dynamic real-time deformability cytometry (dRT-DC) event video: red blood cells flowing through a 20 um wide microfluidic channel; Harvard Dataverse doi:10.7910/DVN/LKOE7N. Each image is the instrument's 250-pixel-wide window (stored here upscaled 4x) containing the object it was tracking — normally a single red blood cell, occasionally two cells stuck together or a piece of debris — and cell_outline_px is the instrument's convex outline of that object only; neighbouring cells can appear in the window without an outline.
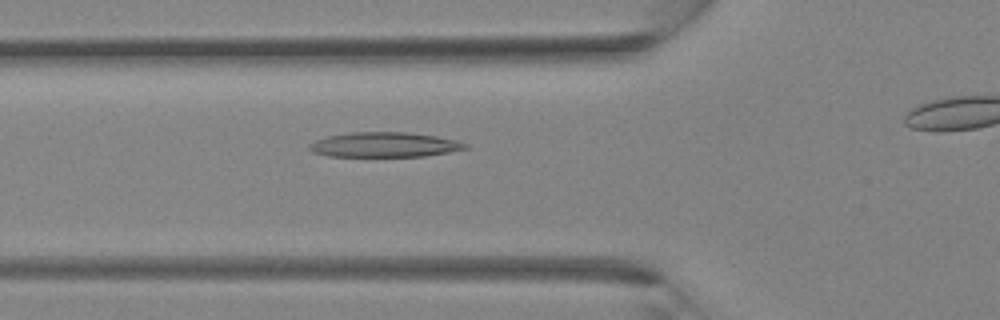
{"species": "Egyptian fruit bat (a non-hibernating species)", "species_latin": "Rousettus aegyptiacus", "temperature_condition": "room temperature", "stored_images_in_passage": 22, "camera_frame_rate_fps": 3000, "um_per_image_px": 0.085, "animal": {"sex": "female"}, "frame": {"image": 1, "passage_image": 4, "time_ms": 1.0, "image_size_px": [1000, 320], "cell_outline_px": [[468, 148], [448, 152], [424, 156], [328, 156], [312, 152], [308, 148], [308, 144], [316, 140], [328, 136], [352, 132], [404, 132], [436, 136], [456, 140], [468, 144]], "centroid_in_image_um": [32.65, 12.3], "position_along_channel_um": 93.1, "area_um2": 22.48}}
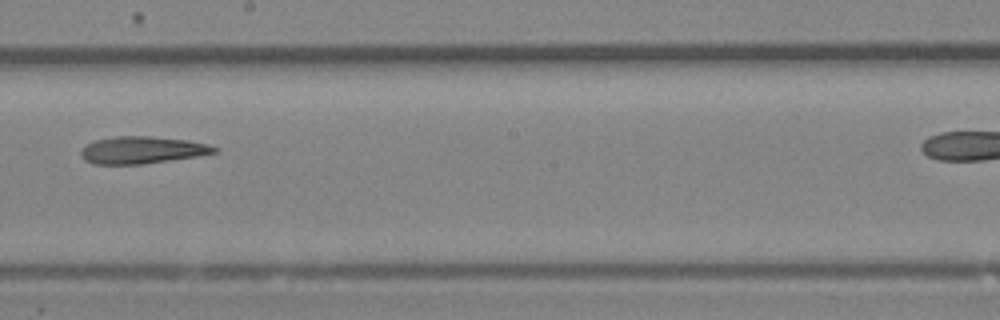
{"frame": {"image": 2, "passage_image": 12, "time_ms": 3.667, "image_size_px": [1000, 320], "cell_outline_px": [[220, 152], [200, 156], [140, 164], [92, 164], [84, 160], [80, 156], [80, 148], [96, 140], [116, 136], [152, 136], [188, 140], [208, 144], [220, 148]], "centroid_in_image_um": [12.11, 12.75], "position_along_channel_um": 236.1, "area_um2": 21.39}}
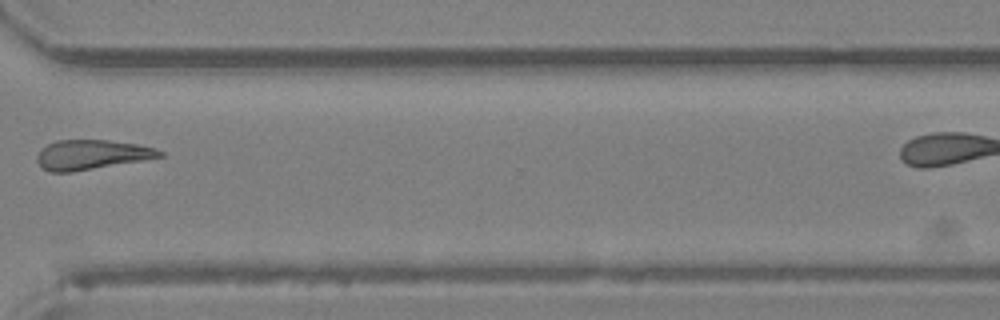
{"frame": {"image": 3, "passage_image": 19, "time_ms": 6.0, "image_size_px": [1000, 320], "cell_outline_px": [[164, 156], [144, 160], [72, 172], [48, 172], [40, 168], [36, 160], [36, 156], [40, 148], [56, 140], [108, 140], [136, 144], [156, 148], [164, 152]], "centroid_in_image_um": [7.74, 13.15], "position_along_channel_um": 362.9, "area_um2": 21.44}}